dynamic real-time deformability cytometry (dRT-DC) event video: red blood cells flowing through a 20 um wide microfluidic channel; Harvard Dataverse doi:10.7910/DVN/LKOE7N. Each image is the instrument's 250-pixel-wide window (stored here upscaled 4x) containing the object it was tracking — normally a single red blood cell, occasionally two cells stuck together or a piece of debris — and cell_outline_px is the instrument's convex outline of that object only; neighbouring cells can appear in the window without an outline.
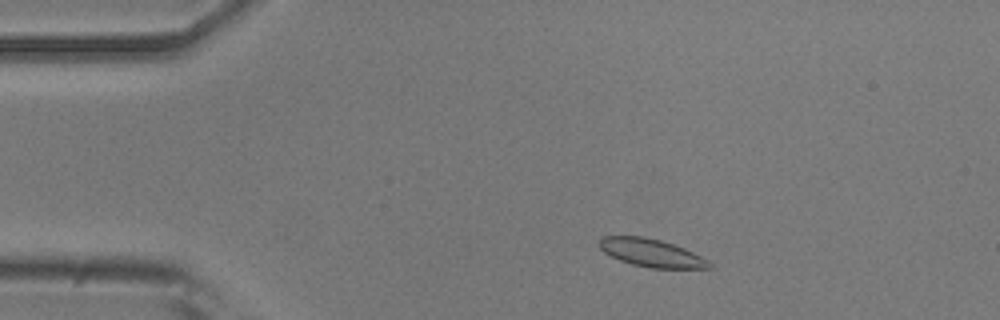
{"species": "common noctule bat (a hibernating species)", "species_latin": "Nyctalus noctula", "temperature_condition": "room temperature", "stored_images_in_passage": 50, "camera_frame_rate_fps": 3000, "um_per_image_px": 0.085, "animal": {"sex": "male", "body_mass_g": 20.5, "forearm_length_mm": 52.5}, "frame": {"image": 1, "passage_image": 6, "time_ms": 1.667, "image_size_px": [1000, 320], "cell_outline_px": [[712, 268], [652, 268], [632, 264], [620, 260], [604, 252], [600, 248], [600, 240], [604, 236], [644, 236], [660, 240], [684, 248], [708, 260], [712, 264]], "centroid_in_image_um": [55.38, 21.49], "position_along_channel_um": 29.6, "area_um2": 17.63}}
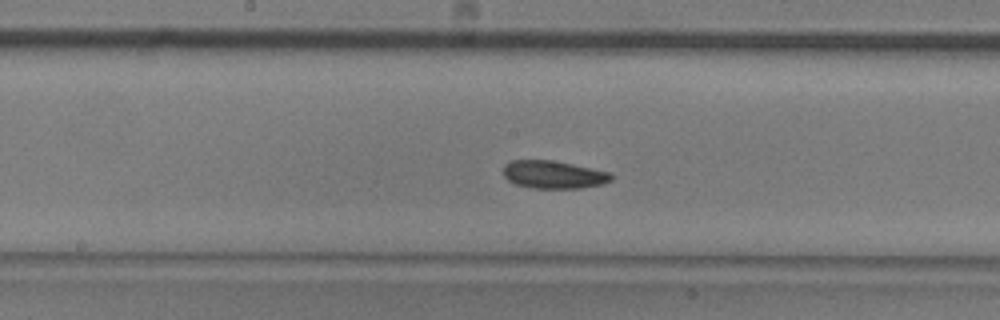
{"frame": {"image": 2, "passage_image": 24, "time_ms": 7.667, "image_size_px": [1000, 320], "cell_outline_px": [[612, 180], [604, 184], [580, 188], [532, 188], [516, 184], [508, 180], [504, 176], [504, 164], [512, 160], [552, 160], [612, 172]], "centroid_in_image_um": [47.07, 14.84], "position_along_channel_um": 201.1, "area_um2": 17.57}}
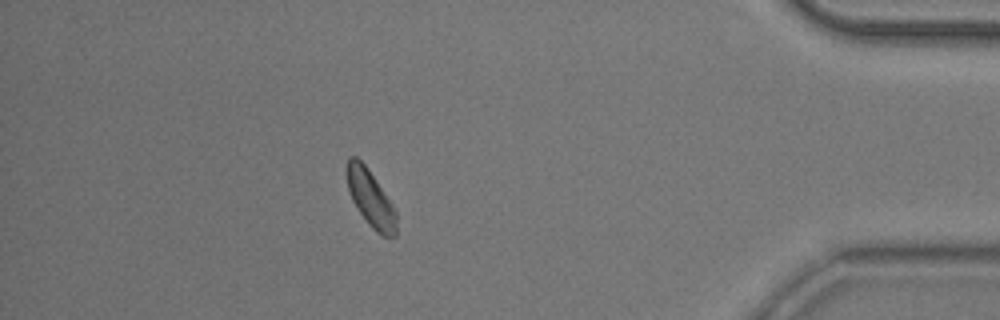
{"frame": {"image": 3, "passage_image": 44, "time_ms": 14.333, "image_size_px": [1000, 320], "cell_outline_px": [[396, 236], [384, 236], [376, 232], [368, 224], [352, 200], [348, 188], [348, 156], [356, 156], [364, 164], [392, 204], [396, 212]], "centroid_in_image_um": [31.51, 16.9], "position_along_channel_um": 403.7, "area_um2": 15.78}, "authors_computed_cell_mechanics": {"area_um2": 17.3689, "velocity_mm_per_s": 3.7308, "shape_relaxation_time_tau1_ms": 4.4609, "shape_relaxation_time_tau2_ms": 9.9526, "deformation_change_tau1": 0.0792, "deformation_change_tau2": 0.1269}}